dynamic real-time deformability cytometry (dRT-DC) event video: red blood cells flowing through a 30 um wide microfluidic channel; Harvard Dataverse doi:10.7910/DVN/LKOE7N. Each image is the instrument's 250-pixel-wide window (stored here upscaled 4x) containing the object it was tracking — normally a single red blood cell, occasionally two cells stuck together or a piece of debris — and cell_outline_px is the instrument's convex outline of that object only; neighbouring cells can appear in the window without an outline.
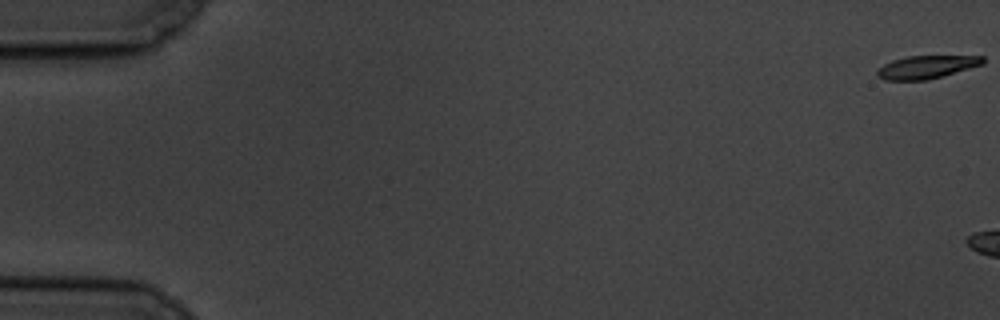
{"species": "common noctule bat (a hibernating species)", "species_latin": "Nyctalus noctula", "temperature_condition": "cold", "stored_images_in_passage": 6, "camera_frame_rate_fps": 3000, "um_per_image_px": 0.085, "animal": {"sex": "male", "body_mass_g": 19.5, "forearm_length_mm": 54.6}, "frame": {"image": 1, "passage_image": 1, "time_ms": 0.0, "image_size_px": [1000, 320], "cell_outline_px": [[984, 64], [928, 80], [884, 80], [876, 76], [876, 72], [884, 64], [892, 60], [908, 56], [984, 56]], "centroid_in_image_um": [78.74, 5.7], "position_along_channel_um": 6.3, "area_um2": 14.1}}